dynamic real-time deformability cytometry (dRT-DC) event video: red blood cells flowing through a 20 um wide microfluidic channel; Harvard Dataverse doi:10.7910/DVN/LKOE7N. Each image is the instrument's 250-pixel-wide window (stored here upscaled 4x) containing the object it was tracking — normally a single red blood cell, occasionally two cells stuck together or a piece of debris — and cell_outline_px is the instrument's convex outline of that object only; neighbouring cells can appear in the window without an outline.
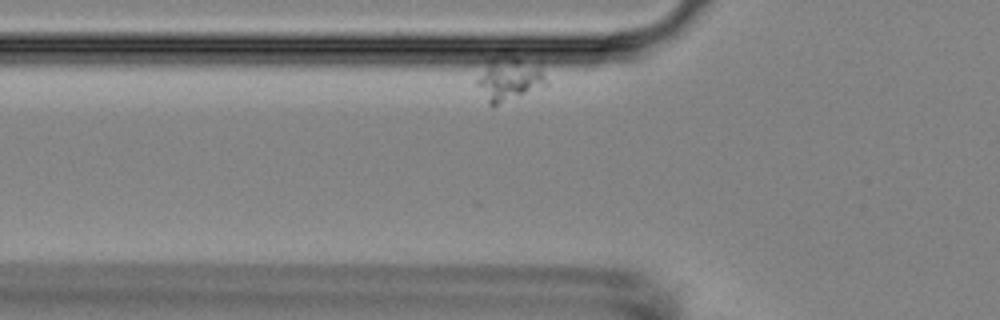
{"species": "Egyptian fruit bat (a non-hibernating species)", "species_latin": "Rousettus aegyptiacus", "temperature_condition": "room temperature", "stored_images_in_passage": 8, "camera_frame_rate_fps": 3000, "um_per_image_px": 0.085, "animal": {"sex": "female"}, "frame": {"image": 1, "passage_image": 3, "time_ms": 0.667, "image_size_px": [1000, 320], "cell_outline_px": [[548, 84], [496, 104], [488, 104], [476, 84], [476, 80], [488, 60], [492, 56], [516, 56], [540, 68]], "centroid_in_image_um": [43.21, 6.68], "position_along_channel_um": 82.6, "area_um2": 16.88}}